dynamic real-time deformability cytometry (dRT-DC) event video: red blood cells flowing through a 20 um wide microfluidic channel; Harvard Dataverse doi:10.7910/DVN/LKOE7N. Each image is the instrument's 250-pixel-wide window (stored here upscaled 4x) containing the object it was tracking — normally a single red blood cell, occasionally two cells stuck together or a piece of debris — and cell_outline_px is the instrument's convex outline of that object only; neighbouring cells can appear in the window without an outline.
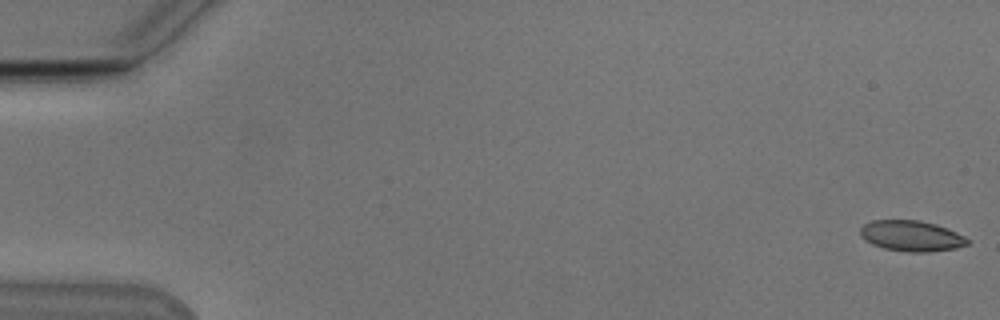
{"species": "Egyptian fruit bat (a non-hibernating species)", "species_latin": "Rousettus aegyptiacus", "temperature_condition": "cold", "stored_images_in_passage": 11, "camera_frame_rate_fps": 3000, "um_per_image_px": 0.085, "animal": {"sex": "male"}, "frame": {"image": 1, "passage_image": 1, "time_ms": 0.0, "image_size_px": [1000, 320], "cell_outline_px": [[968, 244], [956, 248], [928, 252], [908, 252], [884, 248], [872, 244], [864, 240], [860, 236], [860, 228], [864, 224], [872, 220], [920, 220], [936, 224], [956, 232], [964, 236], [968, 240]], "centroid_in_image_um": [77.44, 20.05], "position_along_channel_um": 7.6, "area_um2": 19.19}}